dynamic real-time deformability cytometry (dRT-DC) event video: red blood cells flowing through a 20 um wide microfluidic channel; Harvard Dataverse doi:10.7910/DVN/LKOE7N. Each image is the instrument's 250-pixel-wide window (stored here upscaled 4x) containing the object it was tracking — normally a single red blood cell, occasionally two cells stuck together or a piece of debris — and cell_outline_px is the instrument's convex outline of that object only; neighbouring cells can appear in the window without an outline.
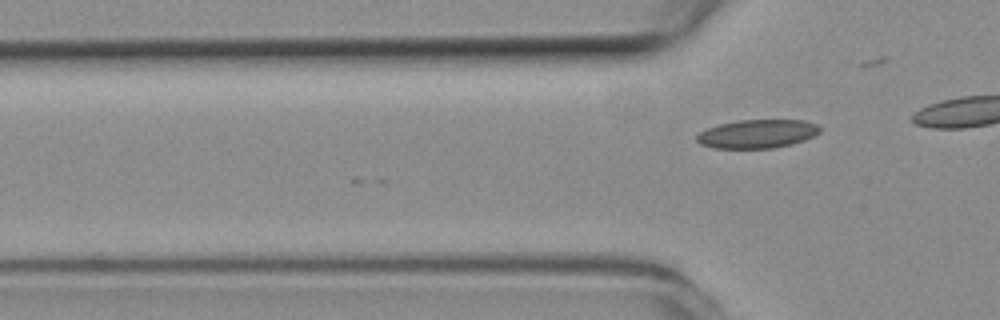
{"species": "common noctule bat (a hibernating species)", "species_latin": "Nyctalus noctula", "temperature_condition": "room temperature", "stored_images_in_passage": 3, "camera_frame_rate_fps": 3000, "um_per_image_px": 0.085, "animal": {"sex": "female", "body_mass_g": 19.3, "forearm_length_mm": 54.1}, "frame": {"image": 1, "passage_image": 3, "time_ms": 0.667, "image_size_px": [1000, 320], "cell_outline_px": [[820, 132], [804, 140], [792, 144], [772, 148], [712, 148], [700, 144], [696, 140], [696, 136], [700, 132], [708, 128], [720, 124], [740, 120], [804, 120], [816, 124], [820, 128]], "centroid_in_image_um": [64.36, 11.38], "position_along_channel_um": 61.4, "area_um2": 20.4}}